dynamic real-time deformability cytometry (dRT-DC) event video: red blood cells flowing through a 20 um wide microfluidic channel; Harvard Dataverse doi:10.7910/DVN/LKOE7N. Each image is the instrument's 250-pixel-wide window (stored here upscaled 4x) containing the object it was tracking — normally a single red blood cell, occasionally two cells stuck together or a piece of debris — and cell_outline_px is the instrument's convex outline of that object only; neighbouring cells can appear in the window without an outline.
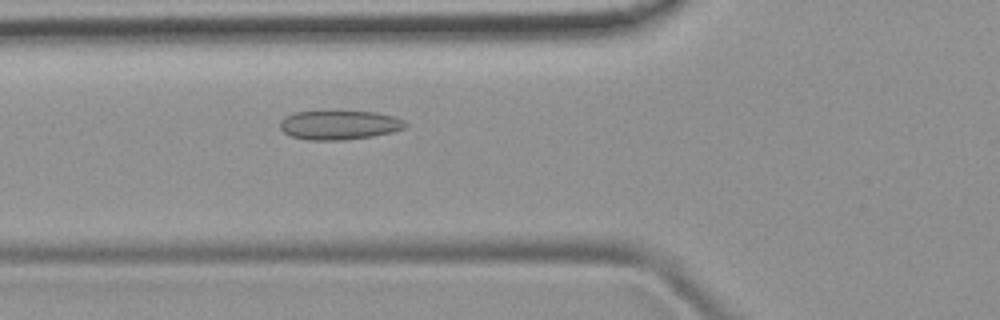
{"species": "common noctule bat (a hibernating species)", "species_latin": "Nyctalus noctula", "temperature_condition": "room temperature", "stored_images_in_passage": 46, "camera_frame_rate_fps": 3000, "um_per_image_px": 0.085, "animal": {"sex": "female", "body_mass_g": 19.9}, "frame": {"image": 1, "passage_image": 15, "time_ms": 4.667, "image_size_px": [1000, 320], "cell_outline_px": [[408, 124], [404, 128], [392, 132], [372, 136], [344, 140], [308, 140], [292, 136], [284, 132], [280, 128], [280, 120], [296, 112], [376, 112], [392, 116], [404, 120]], "centroid_in_image_um": [28.86, 10.64], "position_along_channel_um": 96.9, "area_um2": 20.98}}
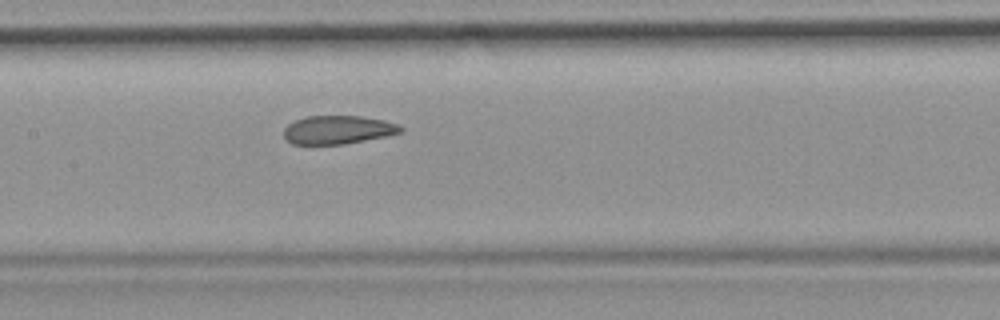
{"frame": {"image": 2, "passage_image": 21, "time_ms": 6.667, "image_size_px": [1000, 320], "cell_outline_px": [[404, 128], [400, 132], [384, 136], [344, 144], [292, 144], [284, 136], [284, 128], [288, 124], [296, 120], [308, 116], [360, 116], [384, 120], [400, 124]], "centroid_in_image_um": [28.72, 11.02], "position_along_channel_um": 178.7, "area_um2": 19.19}}
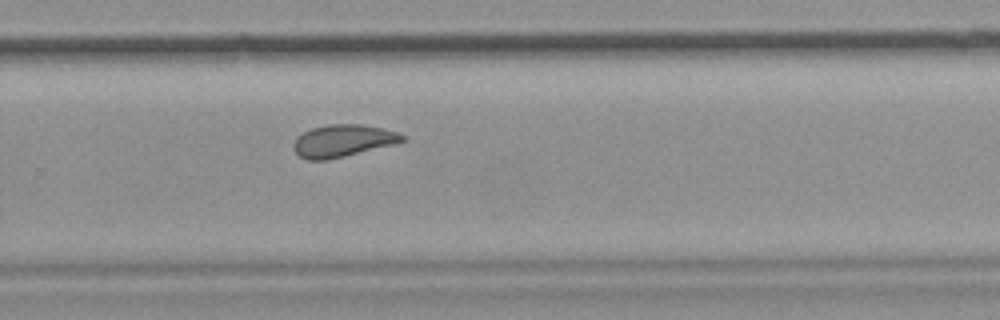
{"frame": {"image": 3, "passage_image": 30, "time_ms": 9.667, "image_size_px": [1000, 320], "cell_outline_px": [[408, 140], [396, 144], [328, 160], [308, 160], [300, 156], [292, 148], [292, 144], [304, 132], [312, 128], [328, 124], [360, 124], [380, 128], [396, 132], [404, 136]], "centroid_in_image_um": [29.16, 11.97], "position_along_channel_um": 300.6, "area_um2": 20.35}}